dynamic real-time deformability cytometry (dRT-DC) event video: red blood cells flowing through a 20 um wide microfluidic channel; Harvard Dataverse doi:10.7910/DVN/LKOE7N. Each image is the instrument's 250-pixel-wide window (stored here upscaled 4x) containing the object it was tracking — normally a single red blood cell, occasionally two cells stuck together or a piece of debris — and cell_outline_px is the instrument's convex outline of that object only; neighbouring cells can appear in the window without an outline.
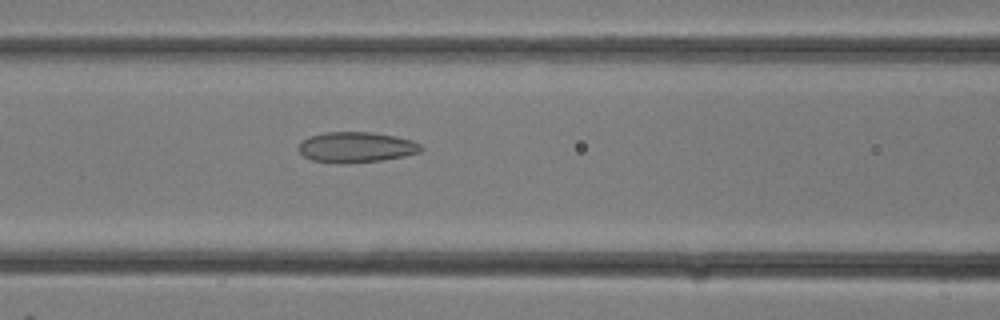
{"species": "common noctule bat (a hibernating species)", "species_latin": "Nyctalus noctula", "temperature_condition": "room temperature", "stored_images_in_passage": 10, "camera_frame_rate_fps": 3000, "um_per_image_px": 0.085, "animal": {"sex": "female"}, "frame": {"image": 1, "passage_image": 10, "time_ms": 3.0, "image_size_px": [1000, 320], "cell_outline_px": [[424, 148], [420, 152], [404, 156], [380, 160], [344, 164], [340, 164], [312, 160], [304, 156], [296, 148], [300, 140], [308, 136], [324, 132], [372, 132], [396, 136], [412, 140], [420, 144]], "centroid_in_image_um": [30.23, 12.51], "position_along_channel_um": 136.4, "area_um2": 22.08}}